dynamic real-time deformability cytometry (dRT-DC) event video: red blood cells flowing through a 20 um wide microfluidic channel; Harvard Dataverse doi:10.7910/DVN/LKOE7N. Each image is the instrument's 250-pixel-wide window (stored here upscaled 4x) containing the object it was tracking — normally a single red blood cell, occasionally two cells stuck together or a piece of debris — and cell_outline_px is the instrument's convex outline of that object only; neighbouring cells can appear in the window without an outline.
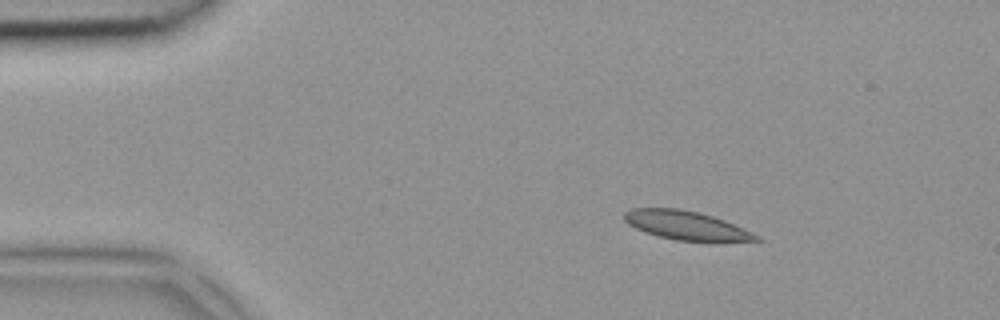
{"species": "common noctule bat (a hibernating species)", "species_latin": "Nyctalus noctula", "temperature_condition": "room temperature", "stored_images_in_passage": 4, "camera_frame_rate_fps": 3000, "um_per_image_px": 0.085, "animal": {"sex": "female", "body_mass_g": 18.4}, "frame": {"image": 1, "passage_image": 2, "time_ms": 0.333, "image_size_px": [1000, 320], "cell_outline_px": [[764, 240], [676, 240], [644, 232], [628, 224], [624, 220], [624, 212], [632, 208], [680, 208], [700, 212], [724, 220], [760, 236]], "centroid_in_image_um": [58.25, 19.13], "position_along_channel_um": 26.7, "area_um2": 21.68}}
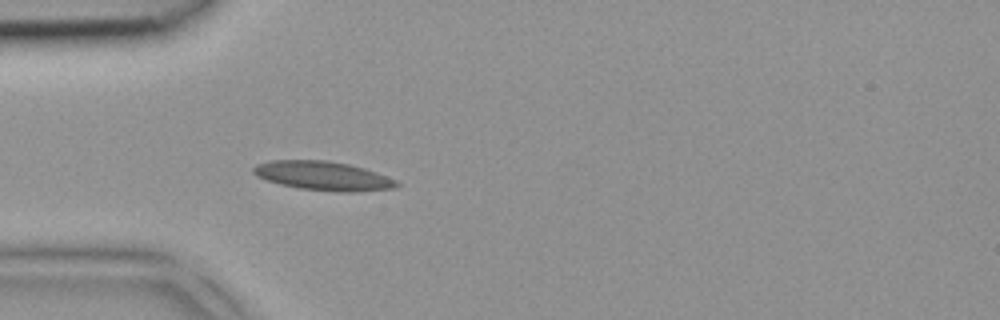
{"frame": {"image": 2, "passage_image": 4, "time_ms": 1.0, "image_size_px": [1000, 320], "cell_outline_px": [[400, 184], [396, 188], [356, 192], [336, 192], [300, 188], [280, 184], [256, 176], [252, 172], [252, 168], [256, 164], [268, 160], [324, 160], [348, 164], [364, 168], [376, 172], [396, 180]], "centroid_in_image_um": [27.46, 14.95], "position_along_channel_um": 57.5, "area_um2": 24.28}}